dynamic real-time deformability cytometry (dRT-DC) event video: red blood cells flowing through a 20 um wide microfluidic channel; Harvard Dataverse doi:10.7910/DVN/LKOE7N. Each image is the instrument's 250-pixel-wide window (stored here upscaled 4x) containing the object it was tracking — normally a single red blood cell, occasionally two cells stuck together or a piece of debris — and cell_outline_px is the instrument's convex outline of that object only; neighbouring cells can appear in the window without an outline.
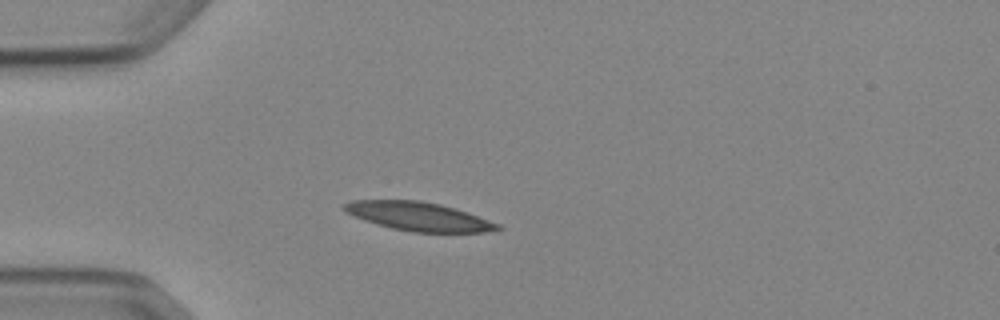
{"species": "Egyptian fruit bat (a non-hibernating species)", "species_latin": "Rousettus aegyptiacus", "temperature_condition": "cold", "stored_images_in_passage": 5, "camera_frame_rate_fps": 3000, "um_per_image_px": 0.085, "animal": {"sex": "female"}, "frame": {"image": 1, "passage_image": 3, "time_ms": 2.667, "image_size_px": [1000, 320], "cell_outline_px": [[504, 228], [484, 232], [412, 232], [392, 228], [364, 220], [344, 212], [344, 204], [352, 200], [420, 200], [440, 204], [456, 208], [500, 224]], "centroid_in_image_um": [35.59, 18.39], "position_along_channel_um": 49.4, "area_um2": 25.55}}
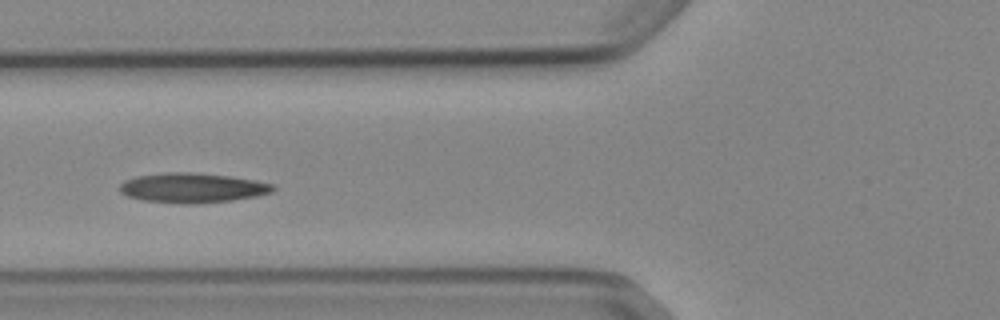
{"frame": {"image": 2, "passage_image": 5, "time_ms": 4.667, "image_size_px": [1000, 320], "cell_outline_px": [[276, 188], [272, 192], [256, 196], [232, 200], [192, 204], [180, 204], [144, 200], [128, 196], [120, 192], [120, 184], [124, 180], [136, 176], [164, 172], [192, 172], [228, 176], [252, 180], [272, 184]], "centroid_in_image_um": [16.32, 15.96], "position_along_channel_um": 109.5, "area_um2": 26.47}}